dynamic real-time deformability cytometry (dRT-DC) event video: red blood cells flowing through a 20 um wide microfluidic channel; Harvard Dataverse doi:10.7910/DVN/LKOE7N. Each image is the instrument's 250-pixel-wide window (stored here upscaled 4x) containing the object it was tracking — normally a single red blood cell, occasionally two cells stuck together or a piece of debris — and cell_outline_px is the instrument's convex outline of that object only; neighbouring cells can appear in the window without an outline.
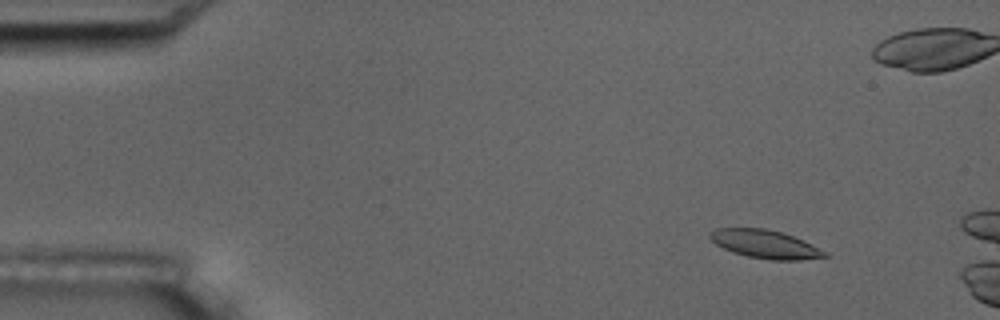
{"species": "common noctule bat (a hibernating species)", "species_latin": "Nyctalus noctula", "temperature_condition": "room temperature", "stored_images_in_passage": 3, "camera_frame_rate_fps": 3000, "um_per_image_px": 0.085, "animal": {"sex": "male", "body_mass_g": 17.5, "forearm_length_mm": 52.3}, "frame": {"image": 1, "passage_image": 1, "time_ms": 0.0, "image_size_px": [1000, 320], "cell_outline_px": [[828, 256], [800, 260], [772, 260], [748, 256], [732, 252], [716, 244], [708, 236], [708, 232], [716, 228], [764, 228], [780, 232], [792, 236], [812, 244], [828, 252]], "centroid_in_image_um": [65.03, 20.75], "position_along_channel_um": 20.0, "area_um2": 18.84}}